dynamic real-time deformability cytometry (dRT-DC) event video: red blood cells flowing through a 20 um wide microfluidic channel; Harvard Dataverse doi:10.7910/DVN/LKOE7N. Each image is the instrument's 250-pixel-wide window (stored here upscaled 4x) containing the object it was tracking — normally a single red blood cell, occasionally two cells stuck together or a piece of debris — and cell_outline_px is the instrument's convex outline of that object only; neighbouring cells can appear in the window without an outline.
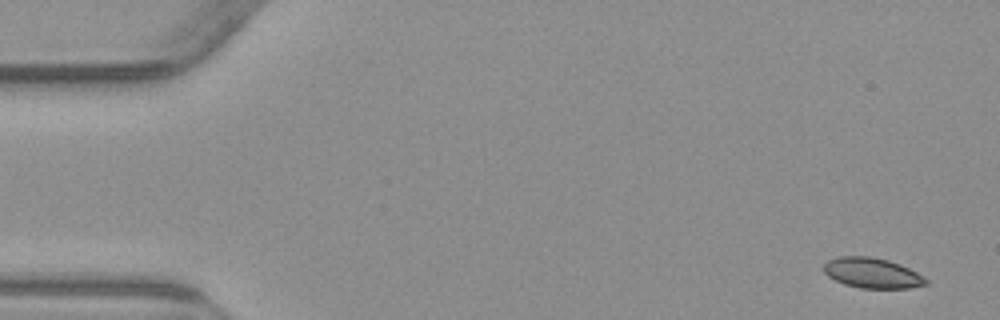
{"species": "common noctule bat (a hibernating species)", "species_latin": "Nyctalus noctula", "temperature_condition": "warm", "stored_images_in_passage": 6, "segment_of_instrument_passage": [1, 2], "camera_frame_rate_fps": 3000, "um_per_image_px": 0.085, "animal": {"sex": "male", "body_mass_g": 23.1, "forearm_length_mm": 52.7}, "frame": {"image": 1, "passage_image": 1, "time_ms": 0.0, "image_size_px": [1000, 320], "cell_outline_px": [[928, 284], [908, 288], [860, 288], [844, 284], [828, 276], [824, 272], [824, 264], [828, 260], [840, 256], [872, 256], [888, 260], [900, 264], [924, 276], [928, 280]], "centroid_in_image_um": [74.15, 23.2], "position_along_channel_um": 10.9, "area_um2": 18.03}}
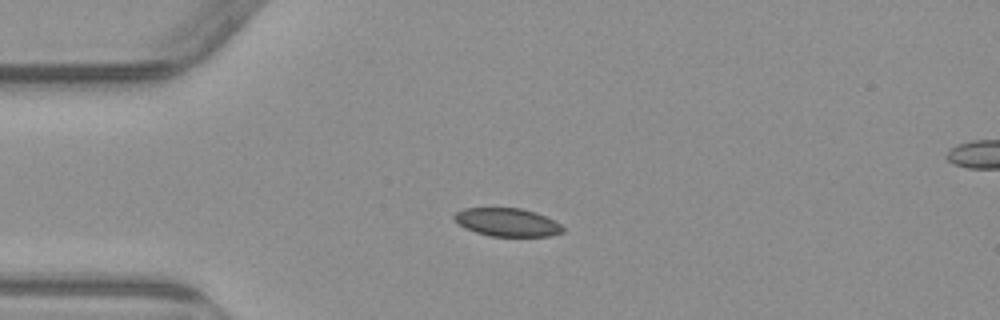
{"frame": {"image": 2, "passage_image": 4, "time_ms": 3.667, "image_size_px": [1000, 320], "cell_outline_px": [[564, 232], [552, 236], [488, 236], [464, 228], [452, 220], [452, 216], [456, 212], [464, 208], [520, 208], [536, 212], [560, 224], [564, 228]], "centroid_in_image_um": [43.07, 18.89], "position_along_channel_um": 41.9, "area_um2": 17.98}}